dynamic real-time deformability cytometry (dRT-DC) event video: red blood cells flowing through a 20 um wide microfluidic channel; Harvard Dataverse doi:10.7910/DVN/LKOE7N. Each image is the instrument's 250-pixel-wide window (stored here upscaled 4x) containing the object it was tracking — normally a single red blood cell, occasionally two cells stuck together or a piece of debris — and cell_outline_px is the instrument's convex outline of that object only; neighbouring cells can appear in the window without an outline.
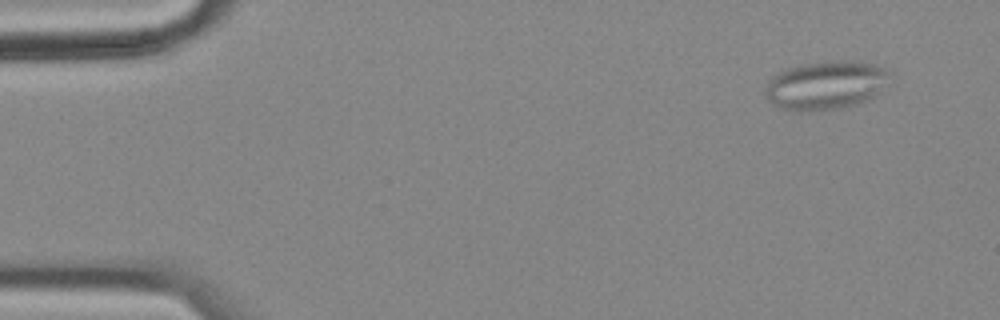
{"species": "common noctule bat (a hibernating species)", "species_latin": "Nyctalus noctula", "temperature_condition": "cold", "stored_images_in_passage": 57, "segment_of_instrument_passage": [1, 2], "camera_frame_rate_fps": 3000, "um_per_image_px": 0.085, "animal": {"sex": "female", "body_mass_g": 18.4}, "frame": {"image": 1, "passage_image": 4, "time_ms": 1.0, "image_size_px": [1000, 320], "cell_outline_px": [[892, 72], [876, 92], [868, 100], [848, 108], [808, 112], [792, 112], [780, 108], [772, 104], [764, 96], [764, 88], [768, 80], [772, 76], [784, 68], [800, 64], [836, 60], [848, 60], [880, 64]], "centroid_in_image_um": [70.12, 7.25], "position_along_channel_um": 14.9, "area_um2": 36.13}}